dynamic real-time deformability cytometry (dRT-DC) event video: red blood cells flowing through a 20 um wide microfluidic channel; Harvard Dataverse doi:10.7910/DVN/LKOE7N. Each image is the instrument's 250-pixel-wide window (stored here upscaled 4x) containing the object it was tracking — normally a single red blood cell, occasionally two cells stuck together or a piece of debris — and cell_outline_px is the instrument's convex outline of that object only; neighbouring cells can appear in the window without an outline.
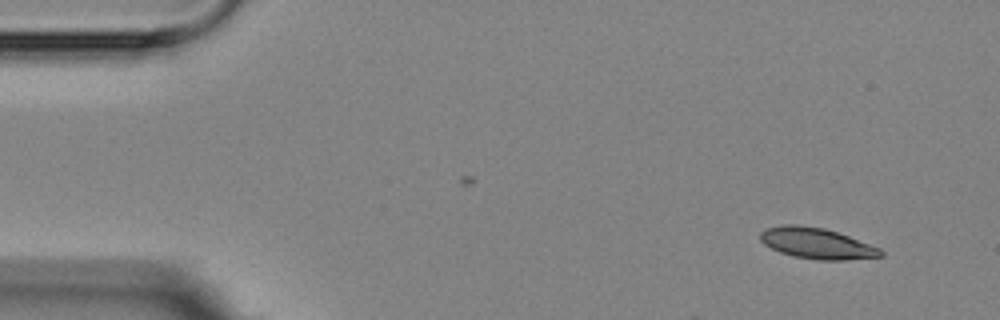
{"species": "Egyptian fruit bat (a non-hibernating species)", "species_latin": "Rousettus aegyptiacus", "temperature_condition": "room temperature", "stored_images_in_passage": 3, "camera_frame_rate_fps": 3000, "um_per_image_px": 0.085, "animal": {"sex": "female"}, "frame": {"image": 1, "passage_image": 1, "time_ms": 0.0, "image_size_px": [1000, 320], "cell_outline_px": [[884, 256], [848, 260], [820, 260], [796, 256], [780, 252], [764, 244], [760, 240], [760, 232], [764, 228], [784, 224], [796, 224], [824, 228], [848, 236], [880, 248], [884, 252]], "centroid_in_image_um": [69.42, 20.68], "position_along_channel_um": 15.6, "area_um2": 21.62}}